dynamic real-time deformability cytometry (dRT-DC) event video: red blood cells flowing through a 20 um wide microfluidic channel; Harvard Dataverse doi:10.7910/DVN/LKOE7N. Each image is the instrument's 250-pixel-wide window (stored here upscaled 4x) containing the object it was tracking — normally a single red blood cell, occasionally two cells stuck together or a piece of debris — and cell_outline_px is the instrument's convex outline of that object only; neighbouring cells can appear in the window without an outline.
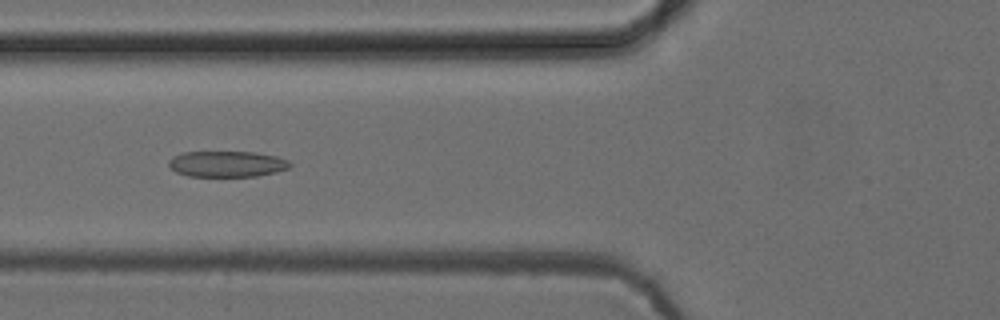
{"species": "common noctule bat (a hibernating species)", "species_latin": "Nyctalus noctula", "temperature_condition": "cold", "stored_images_in_passage": 52, "camera_frame_rate_fps": 3000, "um_per_image_px": 0.085, "animal": {"sex": "female", "body_mass_g": 24.6, "forearm_length_mm": 56.2}, "frame": {"image": 1, "passage_image": 20, "time_ms": 6.333, "image_size_px": [1000, 320], "cell_outline_px": [[292, 164], [288, 168], [276, 172], [256, 176], [188, 176], [176, 172], [168, 164], [168, 160], [172, 156], [184, 152], [256, 152], [276, 156], [288, 160]], "centroid_in_image_um": [19.29, 13.93], "position_along_channel_um": 106.5, "area_um2": 18.32}}
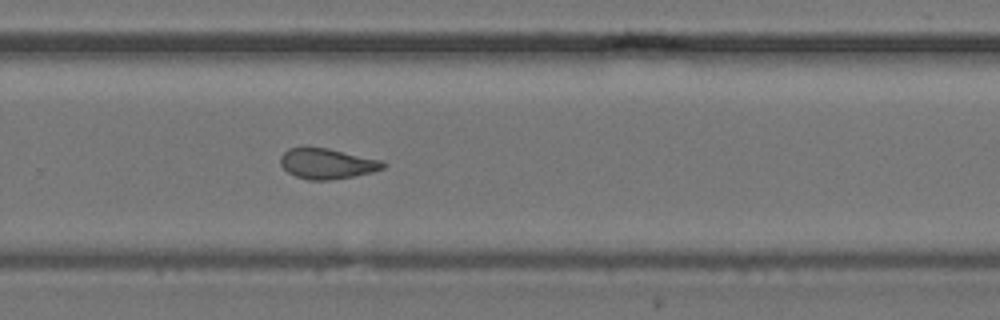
{"frame": {"image": 2, "passage_image": 35, "time_ms": 11.333, "image_size_px": [1000, 320], "cell_outline_px": [[388, 164], [384, 168], [372, 172], [352, 176], [328, 180], [308, 180], [296, 176], [288, 172], [280, 164], [280, 156], [288, 148], [304, 144], [308, 144], [328, 148], [384, 160]], "centroid_in_image_um": [27.78, 13.86], "position_along_channel_um": 302.0, "area_um2": 18.84}}
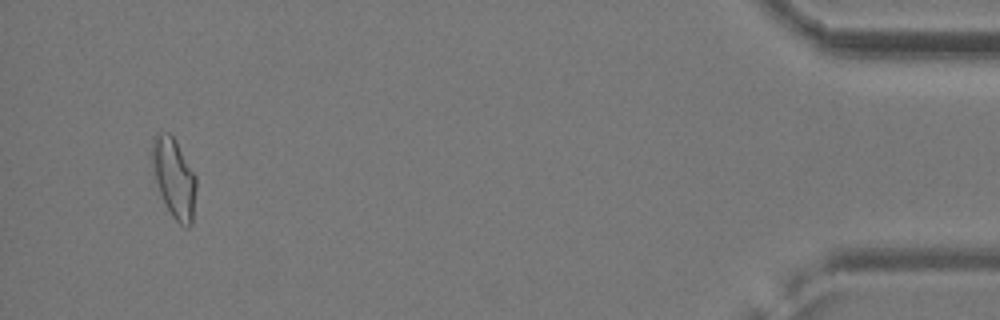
{"frame": {"image": 3, "passage_image": 50, "time_ms": 16.333, "image_size_px": [1000, 320], "cell_outline_px": [[196, 188], [192, 224], [188, 228], [180, 224], [172, 216], [160, 192], [148, 156], [152, 136], [160, 132], [168, 132], [176, 140], [196, 176]], "centroid_in_image_um": [14.76, 15.05], "position_along_channel_um": 420.4, "area_um2": 20.75}, "authors_computed_cell_mechanics": {"area_um2": 19.0162, "velocity_mm_per_s": 3.9091, "shape_relaxation_time_tau1_ms": null, "shape_relaxation_time_tau2_ms": 1.6424, "deformation_change_tau1": null, "deformation_change_tau2": 0.0877}}